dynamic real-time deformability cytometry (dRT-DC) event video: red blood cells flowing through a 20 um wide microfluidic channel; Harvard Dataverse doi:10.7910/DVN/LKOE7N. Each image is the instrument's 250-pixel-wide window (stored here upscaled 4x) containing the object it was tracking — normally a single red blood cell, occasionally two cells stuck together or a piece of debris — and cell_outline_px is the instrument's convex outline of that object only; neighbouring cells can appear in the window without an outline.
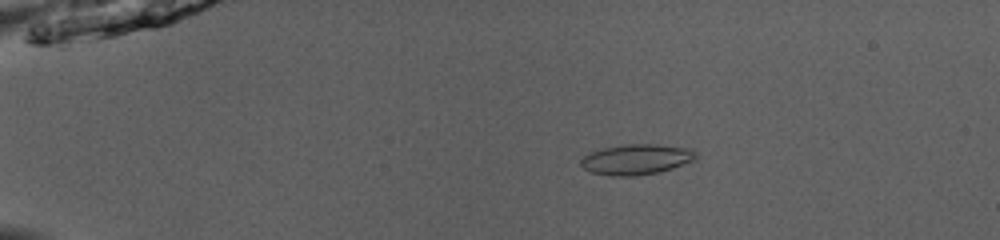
{"species": "common noctule bat (a hibernating species)", "species_latin": "Nyctalus noctula", "temperature_condition": "room temperature", "stored_images_in_passage": 47, "camera_frame_rate_fps": 3000, "um_per_image_px": 0.085, "animal": {"sex": "male", "body_mass_g": 13.0, "forearm_length_mm": 53.1}, "frame": {"image": 1, "passage_image": 7, "time_ms": 2.0, "image_size_px": [1000, 240], "cell_outline_px": [[696, 160], [672, 168], [656, 172], [632, 176], [612, 176], [592, 172], [584, 168], [580, 164], [580, 160], [588, 152], [620, 144], [656, 144], [688, 148], [696, 152]], "centroid_in_image_um": [54.07, 13.53], "position_along_channel_um": 30.9, "area_um2": 20.35}}
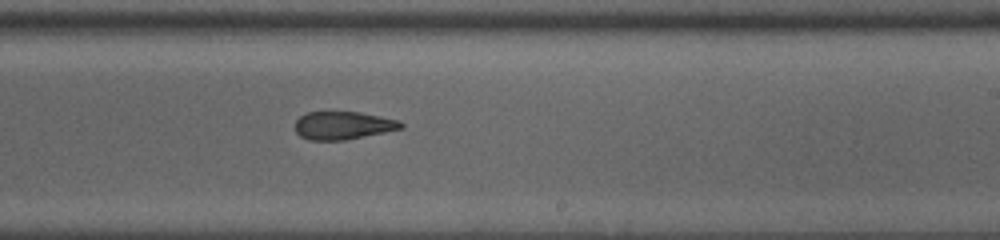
{"frame": {"image": 2, "passage_image": 29, "time_ms": 9.333, "image_size_px": [1000, 240], "cell_outline_px": [[404, 128], [344, 140], [308, 140], [300, 136], [296, 132], [296, 120], [300, 116], [308, 112], [360, 112], [400, 120], [404, 124]], "centroid_in_image_um": [29.17, 10.66], "position_along_channel_um": 259.8, "area_um2": 17.22}}
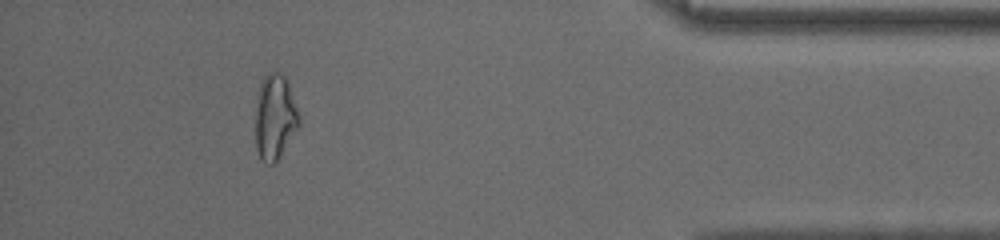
{"frame": {"image": 3, "passage_image": 43, "time_ms": 14.0, "image_size_px": [1000, 240], "cell_outline_px": [[300, 124], [276, 164], [264, 164], [260, 160], [256, 148], [256, 92], [264, 76], [268, 72], [276, 72], [284, 76], [288, 80], [300, 116]], "centroid_in_image_um": [23.37, 9.97], "position_along_channel_um": 411.8, "area_um2": 22.14}, "authors_computed_cell_mechanics": {"area_um2": 19.3052, "velocity_mm_per_s": 4.0798, "shape_relaxation_time_tau1_ms": null, "shape_relaxation_time_tau2_ms": 1.5977, "deformation_change_tau1": null, "deformation_change_tau2": 0.088}}